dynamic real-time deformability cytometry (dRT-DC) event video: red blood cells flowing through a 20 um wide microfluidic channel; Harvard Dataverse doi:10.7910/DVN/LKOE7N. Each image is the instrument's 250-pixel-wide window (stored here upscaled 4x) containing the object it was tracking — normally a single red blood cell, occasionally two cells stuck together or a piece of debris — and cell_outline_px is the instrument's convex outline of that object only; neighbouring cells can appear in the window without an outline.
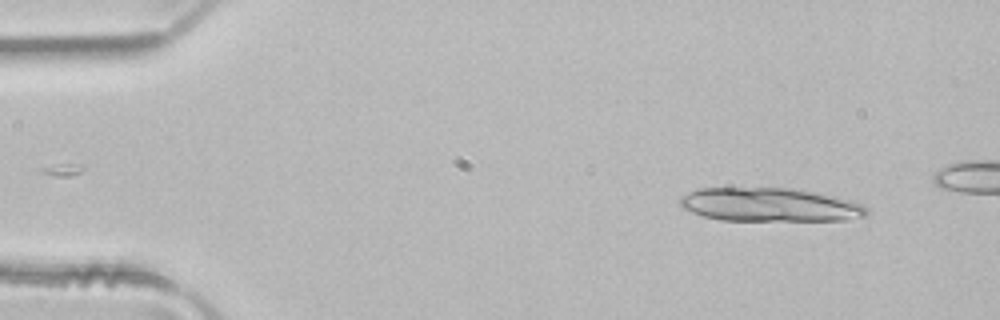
{"species": "common noctule bat (a hibernating species)", "species_latin": "Nyctalus noctula", "temperature_condition": "room temperature", "stored_images_in_passage": 6, "camera_frame_rate_fps": 3000, "um_per_image_px": 0.085, "animal": {"sex": "male", "body_mass_g": 21.5, "forearm_length_mm": 52.0}, "frame": {"image": 1, "passage_image": 1, "time_ms": 0.0, "image_size_px": [1000, 320], "cell_outline_px": [[868, 216], [844, 220], [720, 220], [704, 216], [680, 208], [680, 196], [688, 192], [700, 188], [792, 188], [836, 196], [852, 200], [868, 208]], "centroid_in_image_um": [65.43, 17.4], "position_along_channel_um": 19.6, "area_um2": 36.7}}
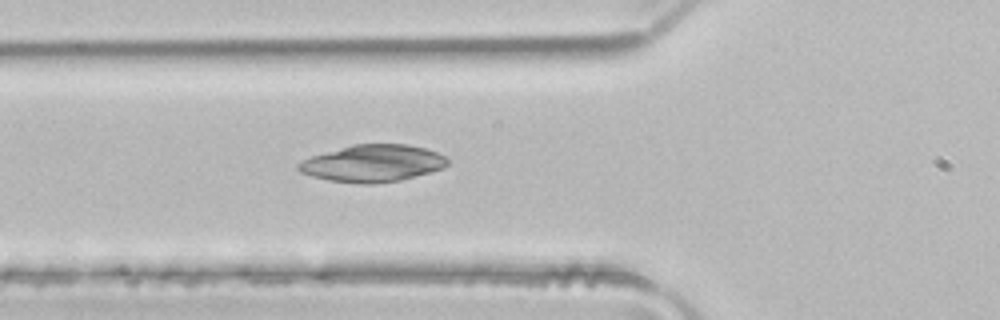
{"frame": {"image": 2, "passage_image": 6, "time_ms": 1.667, "image_size_px": [1000, 320], "cell_outline_px": [[448, 164], [444, 168], [400, 180], [372, 184], [360, 184], [328, 180], [312, 176], [300, 172], [296, 168], [296, 164], [312, 156], [352, 144], [408, 144], [424, 148], [436, 152], [444, 156], [448, 160]], "centroid_in_image_um": [31.67, 13.88], "position_along_channel_um": 94.1, "area_um2": 32.08}}